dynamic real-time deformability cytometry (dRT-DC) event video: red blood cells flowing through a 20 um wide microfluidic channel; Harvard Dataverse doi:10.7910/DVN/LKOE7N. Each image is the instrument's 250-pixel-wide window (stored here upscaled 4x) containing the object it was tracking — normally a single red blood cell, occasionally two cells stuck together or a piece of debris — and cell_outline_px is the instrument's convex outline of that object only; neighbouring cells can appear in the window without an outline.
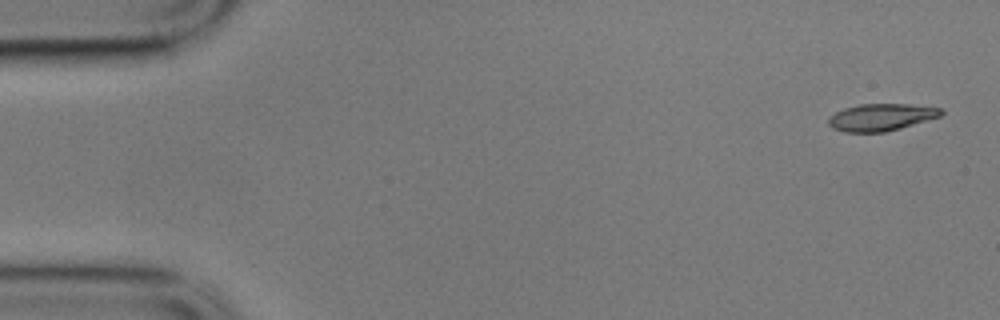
{"species": "common noctule bat (a hibernating species)", "species_latin": "Nyctalus noctula", "temperature_condition": "cold", "stored_images_in_passage": 6, "camera_frame_rate_fps": 3000, "um_per_image_px": 0.085, "animal": {"sex": "male", "body_mass_g": 17.9}, "frame": {"image": 1, "passage_image": 1, "time_ms": 0.0, "image_size_px": [1000, 320], "cell_outline_px": [[944, 112], [940, 116], [900, 128], [884, 132], [844, 132], [832, 128], [828, 124], [828, 116], [844, 108], [860, 104], [908, 104], [940, 108]], "centroid_in_image_um": [74.85, 9.96], "position_along_channel_um": 10.2, "area_um2": 17.69}}
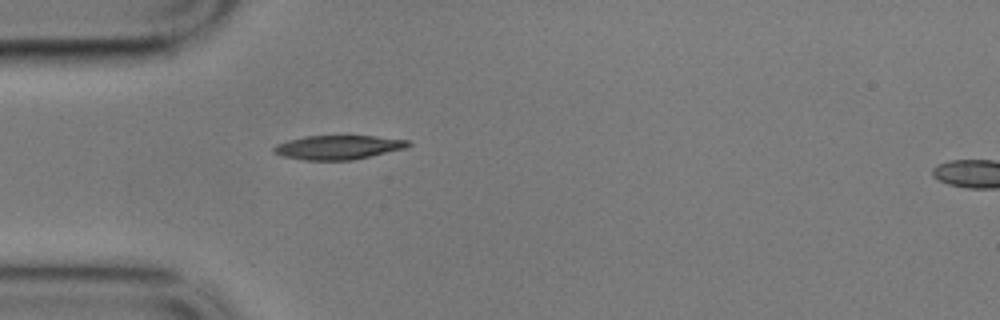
{"frame": {"image": 2, "passage_image": 5, "time_ms": 1.333, "image_size_px": [1000, 320], "cell_outline_px": [[412, 144], [404, 148], [352, 160], [304, 160], [284, 156], [272, 152], [272, 148], [276, 144], [288, 140], [304, 136], [376, 136], [408, 140]], "centroid_in_image_um": [28.7, 12.52], "position_along_channel_um": 56.3, "area_um2": 18.73}}